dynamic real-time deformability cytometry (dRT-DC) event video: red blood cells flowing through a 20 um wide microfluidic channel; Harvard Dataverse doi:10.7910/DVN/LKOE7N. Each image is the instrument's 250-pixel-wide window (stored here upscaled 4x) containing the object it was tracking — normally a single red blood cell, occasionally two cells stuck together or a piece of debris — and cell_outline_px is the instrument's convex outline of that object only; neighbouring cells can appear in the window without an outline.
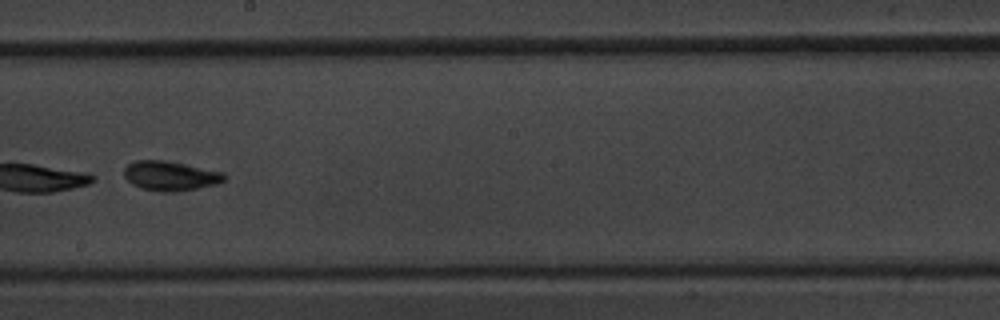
{"species": "common noctule bat (a hibernating species)", "species_latin": "Nyctalus noctula", "temperature_condition": "warm", "stored_images_in_passage": 40, "camera_frame_rate_fps": 3000, "um_per_image_px": 0.085, "animal": {"sex": "male", "body_mass_g": 20.1, "forearm_length_mm": 53.5}, "frame": {"image": 1, "passage_image": 18, "time_ms": 5.667, "image_size_px": [1000, 320], "cell_outline_px": [[228, 176], [220, 184], [196, 188], [168, 192], [164, 192], [140, 188], [132, 184], [124, 176], [124, 168], [132, 160], [160, 160], [184, 164], [224, 172]], "centroid_in_image_um": [14.48, 14.94], "position_along_channel_um": 233.7, "area_um2": 17.22}, "authors_computed_cell_mechanics": {"area_um2": 17.2533, "velocity_mm_per_s": 3.7727, "shape_relaxation_time_tau1_ms": 1.025, "shape_relaxation_time_tau2_ms": 3.4276, "deformation_change_tau1": 0.2652, "deformation_change_tau2": 0.1114}}